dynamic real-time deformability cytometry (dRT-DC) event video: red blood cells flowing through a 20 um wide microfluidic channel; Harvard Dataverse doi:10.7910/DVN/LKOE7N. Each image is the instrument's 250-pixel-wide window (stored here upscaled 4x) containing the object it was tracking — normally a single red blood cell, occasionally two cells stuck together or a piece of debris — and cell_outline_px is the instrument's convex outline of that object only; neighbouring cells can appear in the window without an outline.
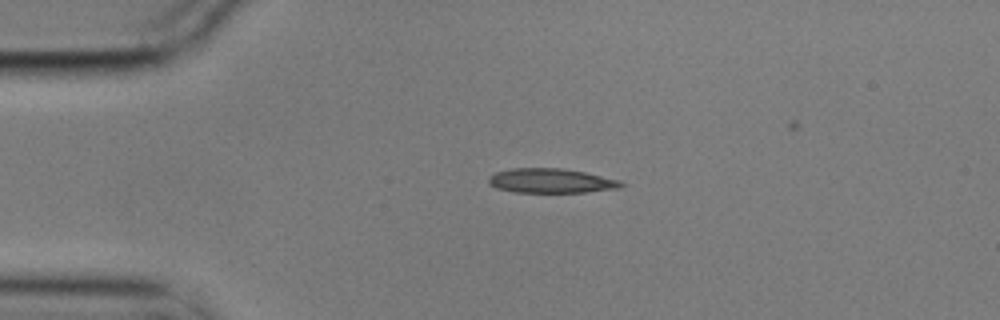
{"species": "common noctule bat (a hibernating species)", "species_latin": "Nyctalus noctula", "temperature_condition": "cold", "stored_images_in_passage": 3, "camera_frame_rate_fps": 3000, "um_per_image_px": 0.085, "animal": {"sex": "male", "body_mass_g": 17.9}, "frame": {"image": 1, "passage_image": 2, "time_ms": 0.333, "image_size_px": [1000, 320], "cell_outline_px": [[628, 184], [620, 188], [584, 192], [512, 192], [496, 188], [488, 184], [488, 176], [496, 172], [512, 168], [560, 168], [584, 172], [620, 180]], "centroid_in_image_um": [46.83, 15.37], "position_along_channel_um": 38.2, "area_um2": 19.02}}